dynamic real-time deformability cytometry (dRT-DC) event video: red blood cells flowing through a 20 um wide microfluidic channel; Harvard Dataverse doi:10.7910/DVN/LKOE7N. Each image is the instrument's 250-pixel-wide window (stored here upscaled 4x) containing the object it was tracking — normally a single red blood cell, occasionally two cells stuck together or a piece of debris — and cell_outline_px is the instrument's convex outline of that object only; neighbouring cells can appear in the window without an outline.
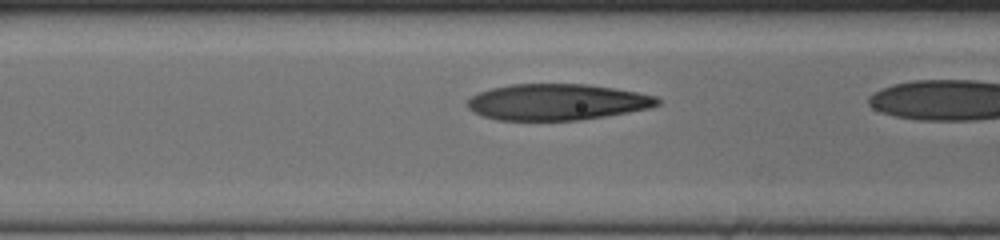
{"species": "human", "species_latin": "Homo sapiens", "temperature_condition": "cold", "stored_images_in_passage": 35, "camera_frame_rate_fps": 3000, "um_per_image_px": 0.085, "donor": {"sex": "female"}, "frame": {"image": 1, "passage_image": 14, "time_ms": 4.333, "image_size_px": [1000, 240], "cell_outline_px": [[660, 104], [648, 108], [628, 112], [580, 120], [496, 120], [472, 112], [468, 108], [468, 100], [472, 96], [480, 92], [492, 88], [512, 84], [588, 84], [636, 92], [656, 96], [660, 100]], "centroid_in_image_um": [47.33, 8.67], "position_along_channel_um": 119.3, "area_um2": 39.88}}
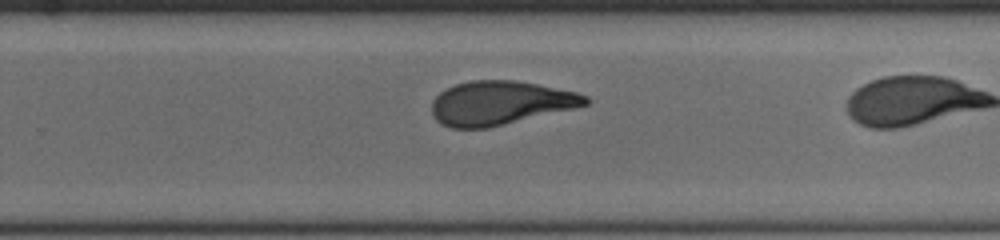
{"frame": {"image": 2, "passage_image": 28, "time_ms": 9.0, "image_size_px": [1000, 240], "cell_outline_px": [[592, 100], [588, 104], [572, 108], [488, 128], [452, 128], [440, 124], [432, 116], [432, 100], [440, 92], [456, 84], [468, 80], [516, 80], [576, 92], [588, 96]], "centroid_in_image_um": [42.48, 8.75], "position_along_channel_um": 287.3, "area_um2": 39.13}}
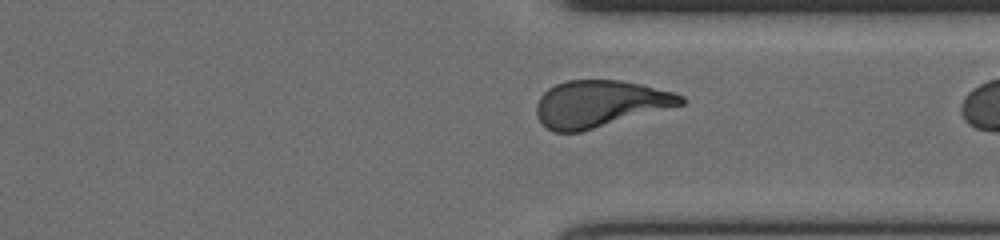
{"frame": {"image": 3, "passage_image": 34, "time_ms": 11.0, "image_size_px": [1000, 240], "cell_outline_px": [[684, 104], [580, 132], [552, 132], [536, 116], [536, 104], [540, 96], [548, 88], [564, 80], [620, 80], [640, 84], [672, 92], [684, 96]], "centroid_in_image_um": [50.95, 8.81], "position_along_channel_um": 360.5, "area_um2": 39.07}}